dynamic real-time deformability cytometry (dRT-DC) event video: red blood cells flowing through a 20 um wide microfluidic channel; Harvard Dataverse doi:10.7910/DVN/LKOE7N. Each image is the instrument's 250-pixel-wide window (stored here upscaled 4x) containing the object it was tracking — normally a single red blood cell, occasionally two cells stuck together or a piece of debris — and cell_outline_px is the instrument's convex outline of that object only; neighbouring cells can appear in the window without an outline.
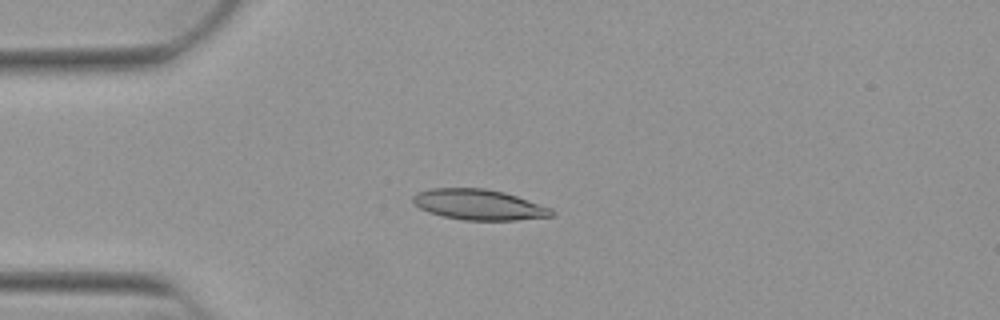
{"species": "Egyptian fruit bat (a non-hibernating species)", "species_latin": "Rousettus aegyptiacus", "temperature_condition": "warm", "stored_images_in_passage": 51, "camera_frame_rate_fps": 3000, "um_per_image_px": 0.085, "animal": {"sex": "female"}, "frame": {"image": 1, "passage_image": 12, "time_ms": 3.667, "image_size_px": [1000, 320], "cell_outline_px": [[556, 212], [552, 216], [516, 220], [464, 220], [444, 216], [428, 212], [420, 208], [412, 200], [412, 196], [416, 192], [428, 188], [484, 188], [504, 192], [552, 208]], "centroid_in_image_um": [40.69, 17.39], "position_along_channel_um": 44.3, "area_um2": 24.68}}
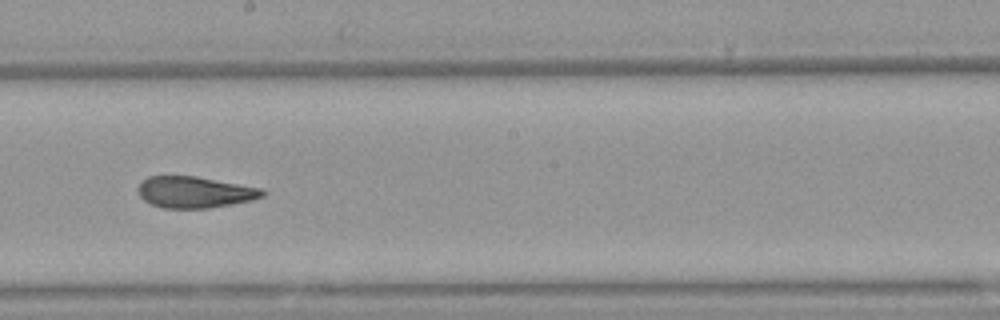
{"frame": {"image": 2, "passage_image": 28, "time_ms": 9.0, "image_size_px": [1000, 320], "cell_outline_px": [[268, 192], [264, 196], [252, 200], [232, 204], [208, 208], [164, 208], [152, 204], [144, 200], [140, 196], [136, 188], [140, 180], [148, 176], [196, 176], [264, 188]], "centroid_in_image_um": [16.56, 16.32], "position_along_channel_um": 231.6, "area_um2": 23.06}}
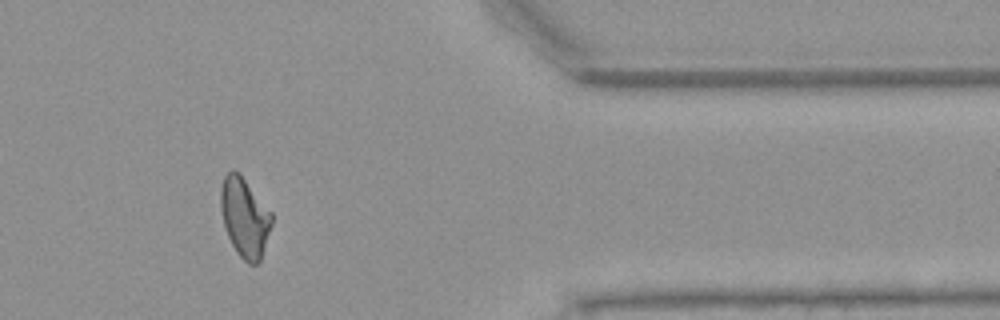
{"frame": {"image": 3, "passage_image": 42, "time_ms": 13.667, "image_size_px": [1000, 320], "cell_outline_px": [[272, 224], [260, 260], [256, 264], [248, 264], [236, 252], [228, 236], [224, 224], [220, 208], [220, 188], [224, 176], [232, 168], [240, 172], [272, 212]], "centroid_in_image_um": [20.79, 18.43], "position_along_channel_um": 390.6, "area_um2": 23.76}, "authors_computed_cell_mechanics": {"area_um2": 23.7558, "velocity_mm_per_s": 3.9035, "shape_relaxation_time_tau1_ms": 10.3372, "shape_relaxation_time_tau2_ms": 1.7439, "deformation_change_tau1": 0.2588, "deformation_change_tau2": 0.0866}}